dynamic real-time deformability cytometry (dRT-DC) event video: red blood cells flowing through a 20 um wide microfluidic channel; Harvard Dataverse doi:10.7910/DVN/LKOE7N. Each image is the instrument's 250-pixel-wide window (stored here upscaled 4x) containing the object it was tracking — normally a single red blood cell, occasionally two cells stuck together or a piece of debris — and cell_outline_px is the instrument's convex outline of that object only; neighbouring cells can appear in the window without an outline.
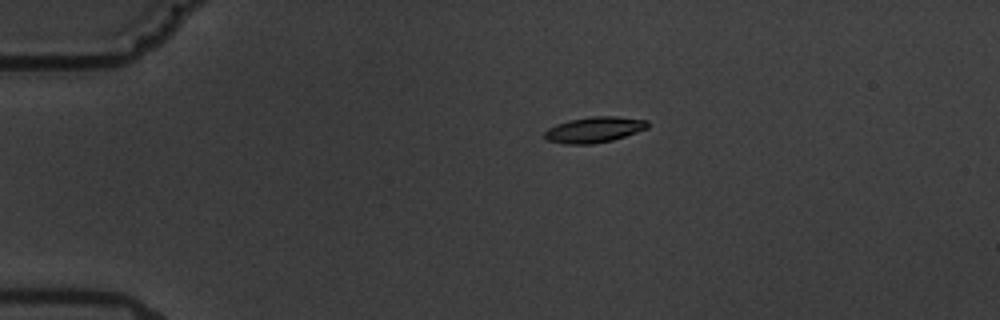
{"species": "common noctule bat (a hibernating species)", "species_latin": "Nyctalus noctula", "temperature_condition": "warm", "stored_images_in_passage": 5, "camera_frame_rate_fps": 3000, "um_per_image_px": 0.085, "animal": {"sex": "male", "body_mass_g": 19.5, "forearm_length_mm": 54.6}, "frame": {"image": 1, "passage_image": 5, "time_ms": 5.333, "image_size_px": [1000, 320], "cell_outline_px": [[648, 128], [612, 140], [592, 144], [564, 144], [544, 140], [544, 132], [548, 128], [556, 124], [568, 120], [592, 116], [616, 116], [648, 120]], "centroid_in_image_um": [50.46, 11.02], "position_along_channel_um": 34.5, "area_um2": 15.55}}